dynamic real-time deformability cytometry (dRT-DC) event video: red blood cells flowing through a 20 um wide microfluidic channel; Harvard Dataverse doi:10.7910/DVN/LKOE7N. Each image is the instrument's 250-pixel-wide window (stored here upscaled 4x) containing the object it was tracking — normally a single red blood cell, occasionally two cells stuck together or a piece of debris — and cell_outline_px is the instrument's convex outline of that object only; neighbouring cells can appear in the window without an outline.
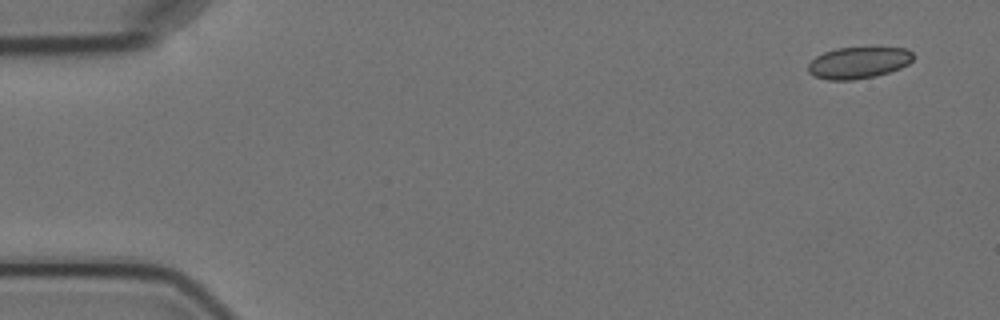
{"species": "Egyptian fruit bat (a non-hibernating species)", "species_latin": "Rousettus aegyptiacus", "temperature_condition": "cold", "stored_images_in_passage": 5, "camera_frame_rate_fps": 3000, "um_per_image_px": 0.085, "animal": {"sex": "female"}, "frame": {"image": 1, "passage_image": 1, "time_ms": 0.0, "image_size_px": [1000, 320], "cell_outline_px": [[912, 60], [908, 64], [900, 68], [888, 72], [872, 76], [852, 80], [828, 80], [812, 76], [808, 72], [808, 64], [816, 56], [824, 52], [836, 48], [908, 48], [912, 52]], "centroid_in_image_um": [72.93, 5.33], "position_along_channel_um": 12.1, "area_um2": 19.19}}
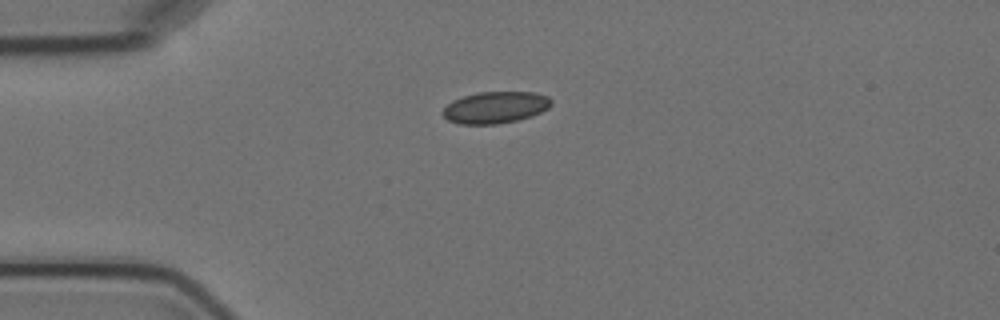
{"frame": {"image": 2, "passage_image": 4, "time_ms": 3.667, "image_size_px": [1000, 320], "cell_outline_px": [[552, 104], [548, 108], [532, 116], [516, 120], [496, 124], [460, 124], [448, 120], [444, 116], [444, 108], [452, 100], [476, 92], [536, 92], [548, 96], [552, 100]], "centroid_in_image_um": [42.13, 9.12], "position_along_channel_um": 42.9, "area_um2": 20.0}}